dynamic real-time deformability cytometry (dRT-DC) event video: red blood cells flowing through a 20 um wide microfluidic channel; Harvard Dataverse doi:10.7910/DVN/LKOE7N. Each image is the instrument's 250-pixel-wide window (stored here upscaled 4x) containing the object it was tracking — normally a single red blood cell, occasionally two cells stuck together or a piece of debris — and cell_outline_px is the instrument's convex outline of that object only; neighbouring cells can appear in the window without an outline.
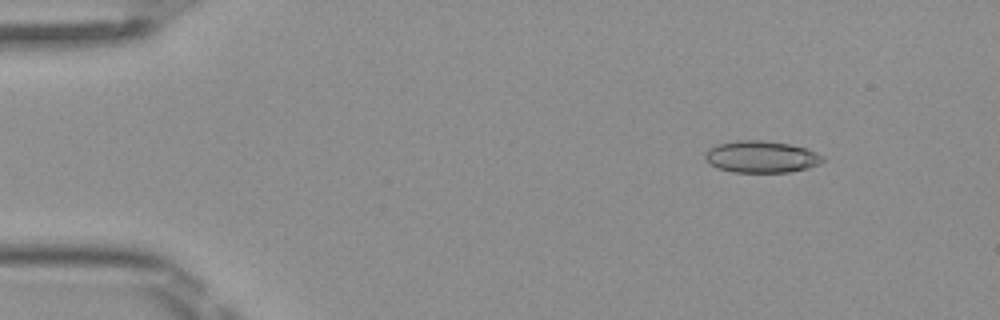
{"species": "Egyptian fruit bat (a non-hibernating species)", "species_latin": "Rousettus aegyptiacus", "temperature_condition": "room temperature", "stored_images_in_passage": 50, "camera_frame_rate_fps": 3000, "um_per_image_px": 0.085, "frame": {"image": 1, "passage_image": 6, "time_ms": 1.667, "image_size_px": [1000, 320], "cell_outline_px": [[824, 160], [820, 164], [808, 168], [788, 172], [732, 172], [720, 168], [712, 164], [704, 156], [704, 152], [708, 148], [716, 144], [736, 140], [764, 140], [788, 144], [804, 148], [816, 152], [824, 156]], "centroid_in_image_um": [64.71, 13.32], "position_along_channel_um": 20.3, "area_um2": 21.79}}
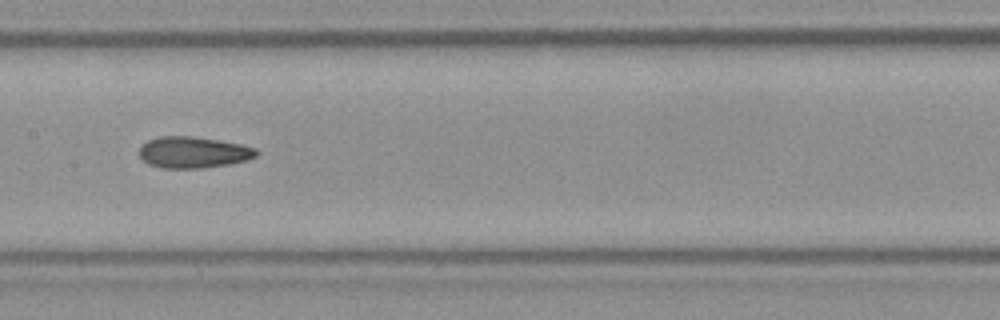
{"frame": {"image": 2, "passage_image": 25, "time_ms": 8.0, "image_size_px": [1000, 320], "cell_outline_px": [[260, 152], [256, 156], [248, 160], [228, 164], [204, 168], [160, 168], [148, 164], [140, 156], [140, 148], [148, 140], [160, 136], [192, 136], [220, 140], [240, 144], [256, 148]], "centroid_in_image_um": [16.46, 12.95], "position_along_channel_um": 190.9, "area_um2": 21.44}}
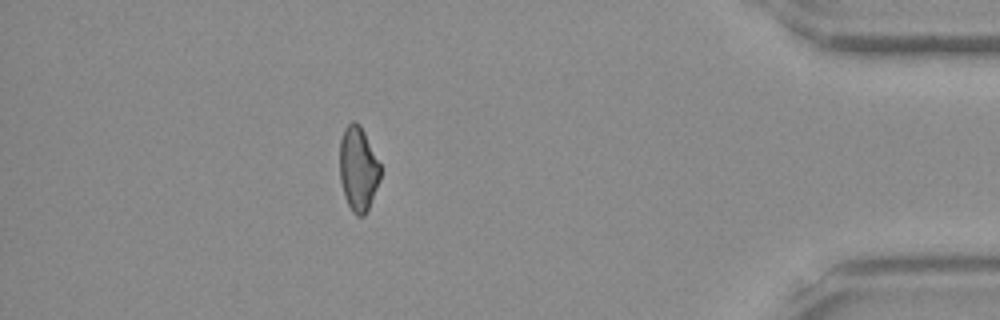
{"frame": {"image": 3, "passage_image": 44, "time_ms": 14.333, "image_size_px": [1000, 320], "cell_outline_px": [[380, 180], [368, 208], [364, 216], [356, 216], [352, 212], [344, 196], [340, 180], [340, 140], [344, 128], [352, 120], [356, 120], [360, 124], [380, 164]], "centroid_in_image_um": [30.43, 14.34], "position_along_channel_um": 404.8, "area_um2": 20.0}, "authors_computed_cell_mechanics": {"area_um2": 21.3282, "velocity_mm_per_s": 4.0949, "shape_relaxation_time_tau1_ms": 7.8985, "shape_relaxation_time_tau2_ms": 3.0789, "deformation_change_tau1": 0.1608, "deformation_change_tau2": 0.1047}}